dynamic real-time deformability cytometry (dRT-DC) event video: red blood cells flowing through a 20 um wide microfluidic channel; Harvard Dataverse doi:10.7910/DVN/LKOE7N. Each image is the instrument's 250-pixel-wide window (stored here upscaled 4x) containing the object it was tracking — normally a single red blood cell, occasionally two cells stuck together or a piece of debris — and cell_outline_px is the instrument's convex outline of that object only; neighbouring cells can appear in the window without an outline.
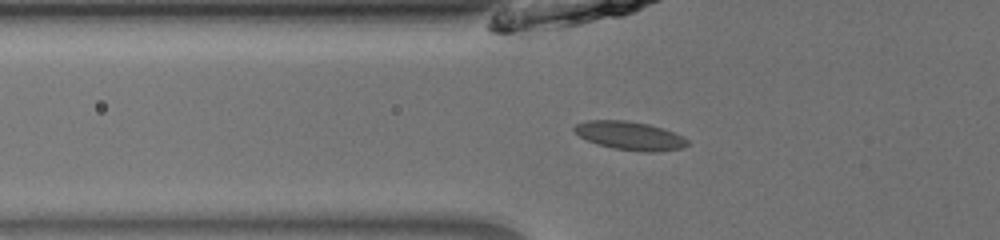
{"species": "common noctule bat (a hibernating species)", "species_latin": "Nyctalus noctula", "temperature_condition": "room temperature", "stored_images_in_passage": 37, "camera_frame_rate_fps": 3000, "um_per_image_px": 0.085, "animal": {"sex": "male", "body_mass_g": 13.0, "forearm_length_mm": 53.1}, "frame": {"image": 1, "passage_image": 4, "time_ms": 1.0, "image_size_px": [1000, 240], "cell_outline_px": [[688, 144], [684, 148], [656, 152], [644, 152], [612, 148], [596, 144], [580, 136], [572, 128], [576, 124], [588, 120], [628, 120], [648, 124], [672, 132], [688, 140]], "centroid_in_image_um": [53.52, 11.54], "position_along_channel_um": 72.3, "area_um2": 18.67}}
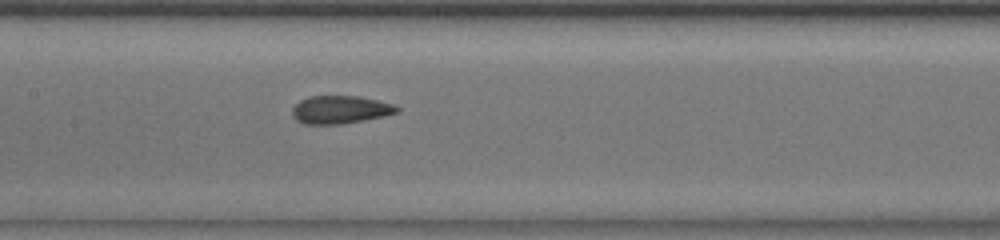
{"frame": {"image": 2, "passage_image": 12, "time_ms": 3.667, "image_size_px": [1000, 240], "cell_outline_px": [[400, 112], [384, 116], [340, 124], [304, 124], [296, 120], [292, 116], [292, 108], [300, 100], [308, 96], [356, 96], [376, 100], [392, 104], [400, 108]], "centroid_in_image_um": [28.89, 9.32], "position_along_channel_um": 178.5, "area_um2": 16.99}}
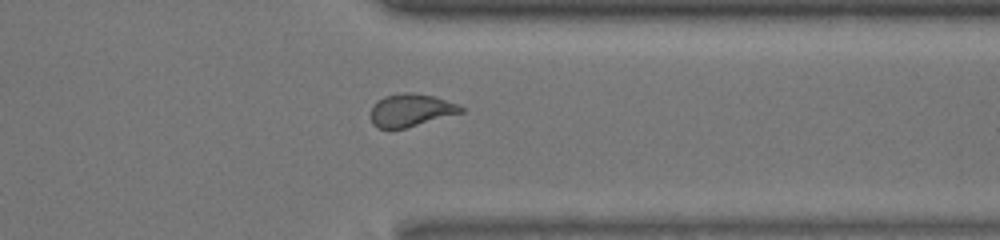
{"frame": {"image": 3, "passage_image": 27, "time_ms": 8.667, "image_size_px": [1000, 240], "cell_outline_px": [[464, 112], [404, 128], [380, 128], [372, 124], [372, 108], [376, 100], [384, 96], [404, 92], [412, 92], [432, 96], [456, 104], [464, 108]], "centroid_in_image_um": [34.91, 9.35], "position_along_channel_um": 376.5, "area_um2": 16.88}, "authors_computed_cell_mechanics": {"area_um2": 17.2822, "velocity_mm_per_s": 3.9743, "shape_relaxation_time_tau1_ms": null, "shape_relaxation_time_tau2_ms": 0.7421, "deformation_change_tau1": null, "deformation_change_tau2": 0.0747}}